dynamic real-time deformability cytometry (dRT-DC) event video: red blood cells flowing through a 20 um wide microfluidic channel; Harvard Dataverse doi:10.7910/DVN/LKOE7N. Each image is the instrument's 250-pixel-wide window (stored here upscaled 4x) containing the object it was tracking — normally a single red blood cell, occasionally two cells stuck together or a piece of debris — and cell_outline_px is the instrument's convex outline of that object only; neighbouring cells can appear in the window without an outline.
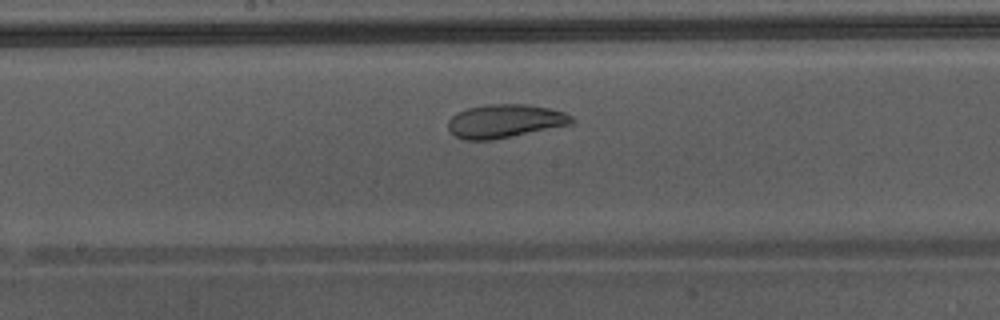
{"species": "Egyptian fruit bat (a non-hibernating species)", "species_latin": "Rousettus aegyptiacus", "temperature_condition": "warm", "stored_images_in_passage": 37, "camera_frame_rate_fps": 3000, "um_per_image_px": 0.085, "animal": {"sex": "male"}, "frame": {"image": 1, "passage_image": 16, "time_ms": 5.0, "image_size_px": [1000, 320], "cell_outline_px": [[572, 124], [492, 140], [464, 140], [456, 136], [448, 128], [448, 120], [456, 112], [468, 108], [484, 104], [528, 104], [548, 108], [564, 112], [572, 116]], "centroid_in_image_um": [42.89, 10.28], "position_along_channel_um": 205.3, "area_um2": 24.04}}